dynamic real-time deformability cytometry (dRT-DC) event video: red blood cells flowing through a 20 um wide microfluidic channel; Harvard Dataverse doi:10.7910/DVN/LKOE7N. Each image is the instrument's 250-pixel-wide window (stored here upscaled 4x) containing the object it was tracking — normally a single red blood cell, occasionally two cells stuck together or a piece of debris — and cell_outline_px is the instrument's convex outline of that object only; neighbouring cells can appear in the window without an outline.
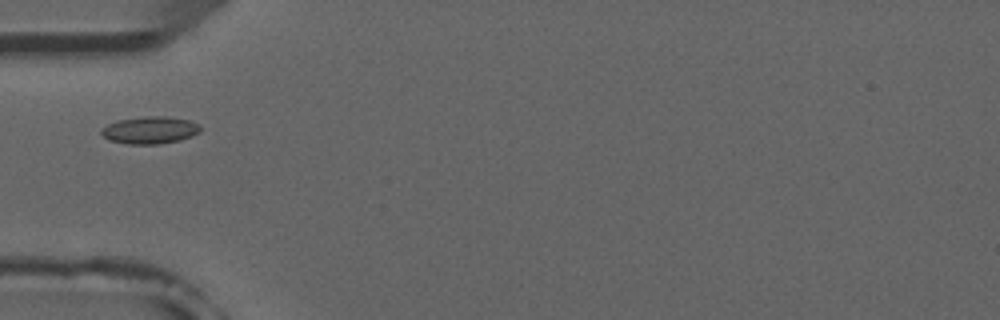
{"species": "common noctule bat (a hibernating species)", "species_latin": "Nyctalus noctula", "temperature_condition": "room temperature", "stored_images_in_passage": 3, "camera_frame_rate_fps": 3000, "um_per_image_px": 0.085, "animal": {"sex": "male", "forearm_length_mm": 52.5}, "frame": {"image": 1, "passage_image": 2, "time_ms": 1.333, "image_size_px": [1000, 320], "cell_outline_px": [[200, 132], [192, 136], [180, 140], [156, 144], [128, 144], [108, 140], [100, 132], [100, 128], [108, 124], [120, 120], [144, 116], [164, 116], [188, 120], [200, 124]], "centroid_in_image_um": [12.74, 11.06], "position_along_channel_um": 72.3, "area_um2": 15.72}}
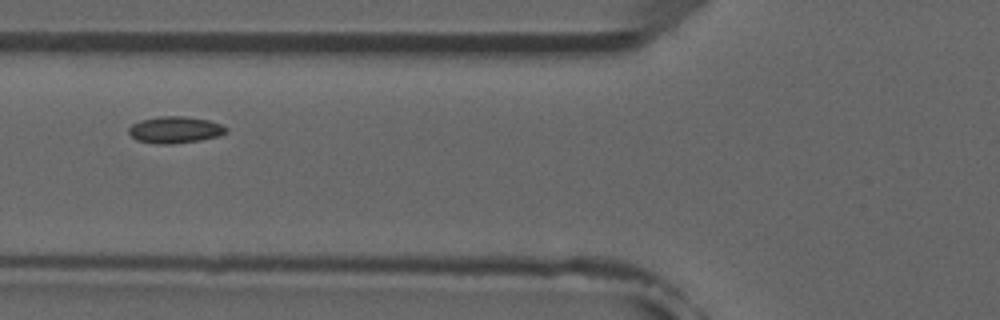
{"frame": {"image": 2, "passage_image": 3, "time_ms": 2.333, "image_size_px": [1000, 320], "cell_outline_px": [[228, 132], [216, 136], [200, 140], [172, 144], [156, 144], [136, 140], [128, 132], [128, 128], [132, 124], [140, 120], [160, 116], [184, 116], [208, 120], [220, 124], [228, 128]], "centroid_in_image_um": [14.85, 11.03], "position_along_channel_um": 110.9, "area_um2": 15.14}}